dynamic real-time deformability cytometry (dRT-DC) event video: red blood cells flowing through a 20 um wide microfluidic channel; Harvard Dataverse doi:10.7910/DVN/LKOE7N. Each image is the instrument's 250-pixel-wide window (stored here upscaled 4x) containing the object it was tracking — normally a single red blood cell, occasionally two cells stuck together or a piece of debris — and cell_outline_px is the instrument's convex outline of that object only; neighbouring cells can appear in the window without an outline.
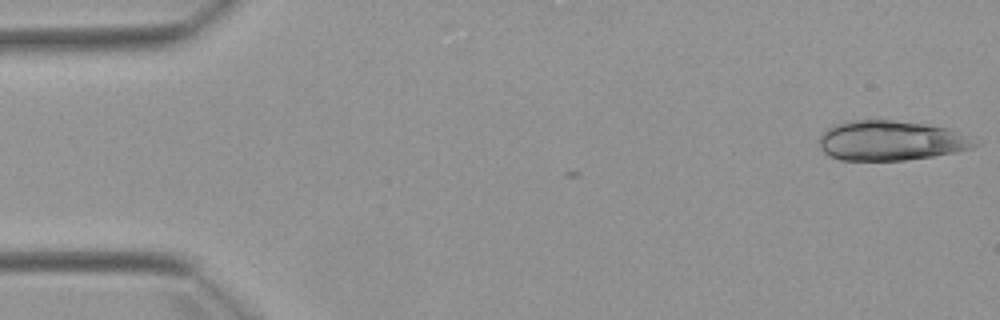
{"species": "Egyptian fruit bat (a non-hibernating species)", "species_latin": "Rousettus aegyptiacus", "temperature_condition": "warm", "stored_images_in_passage": 2, "camera_frame_rate_fps": 3000, "um_per_image_px": 0.085, "animal": {"sex": "female"}, "frame": {"image": 1, "passage_image": 2, "time_ms": 1.333, "image_size_px": [1000, 320], "cell_outline_px": [[980, 144], [972, 148], [932, 156], [904, 160], [840, 160], [828, 156], [820, 148], [820, 136], [832, 124], [852, 120], [892, 120], [924, 124], [948, 128], [960, 132]], "centroid_in_image_um": [75.68, 11.95], "position_along_channel_um": 9.3, "area_um2": 35.95}}